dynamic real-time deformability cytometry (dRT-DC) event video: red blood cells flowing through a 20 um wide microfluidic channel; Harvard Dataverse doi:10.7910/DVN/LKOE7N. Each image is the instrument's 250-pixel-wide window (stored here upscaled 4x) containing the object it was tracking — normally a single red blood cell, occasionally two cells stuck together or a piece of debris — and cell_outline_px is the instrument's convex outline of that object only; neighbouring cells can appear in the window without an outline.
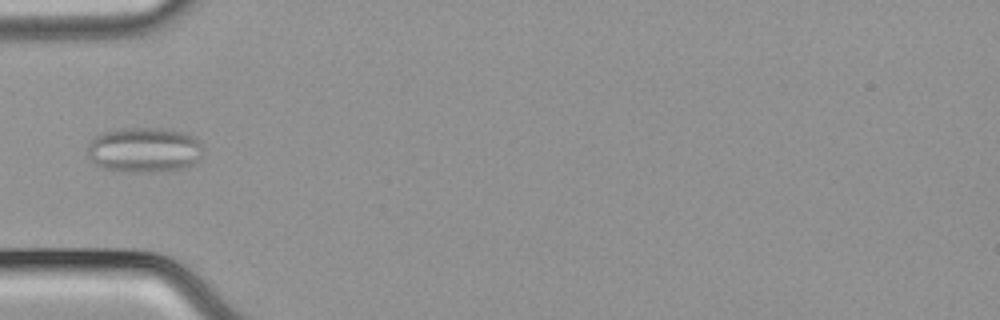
{"species": "common noctule bat (a hibernating species)", "species_latin": "Nyctalus noctula", "temperature_condition": "cold", "stored_images_in_passage": 37, "camera_frame_rate_fps": 3000, "um_per_image_px": 0.085, "animal": {"sex": "male", "body_mass_g": 21.5, "forearm_length_mm": 52.0}, "frame": {"image": 1, "passage_image": 1, "time_ms": 0.0, "image_size_px": [1000, 320], "cell_outline_px": [[204, 152], [196, 164], [172, 172], [124, 172], [100, 168], [88, 156], [88, 144], [100, 132], [120, 128], [160, 128], [184, 132], [192, 136], [200, 144]], "centroid_in_image_um": [12.28, 12.76], "position_along_channel_um": 72.7, "area_um2": 31.04}}
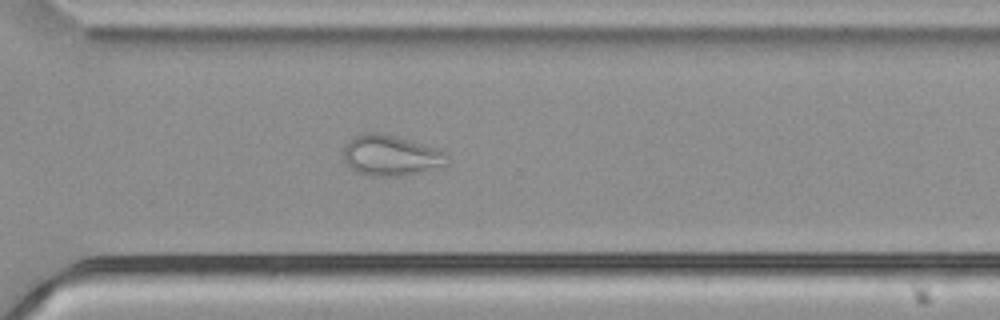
{"frame": {"image": 2, "passage_image": 22, "time_ms": 7.0, "image_size_px": [1000, 320], "cell_outline_px": [[448, 164], [420, 172], [404, 176], [368, 176], [356, 172], [348, 168], [344, 160], [344, 148], [348, 140], [352, 136], [368, 132], [372, 132], [392, 136], [448, 152]], "centroid_in_image_um": [33.17, 13.24], "position_along_channel_um": 337.4, "area_um2": 24.45}}
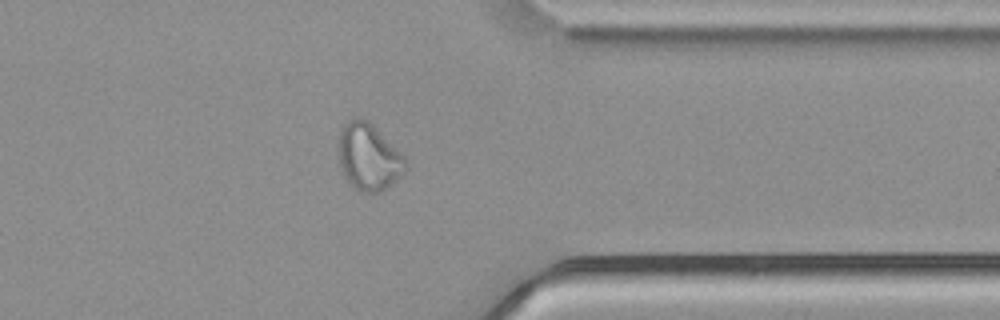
{"frame": {"image": 3, "passage_image": 26, "time_ms": 8.333, "image_size_px": [1000, 320], "cell_outline_px": [[408, 168], [392, 184], [380, 192], [360, 192], [348, 184], [340, 168], [336, 144], [340, 132], [344, 124], [348, 120], [356, 116], [360, 116], [368, 120], [408, 160]], "centroid_in_image_um": [31.3, 13.34], "position_along_channel_um": 380.1, "area_um2": 26.7}}